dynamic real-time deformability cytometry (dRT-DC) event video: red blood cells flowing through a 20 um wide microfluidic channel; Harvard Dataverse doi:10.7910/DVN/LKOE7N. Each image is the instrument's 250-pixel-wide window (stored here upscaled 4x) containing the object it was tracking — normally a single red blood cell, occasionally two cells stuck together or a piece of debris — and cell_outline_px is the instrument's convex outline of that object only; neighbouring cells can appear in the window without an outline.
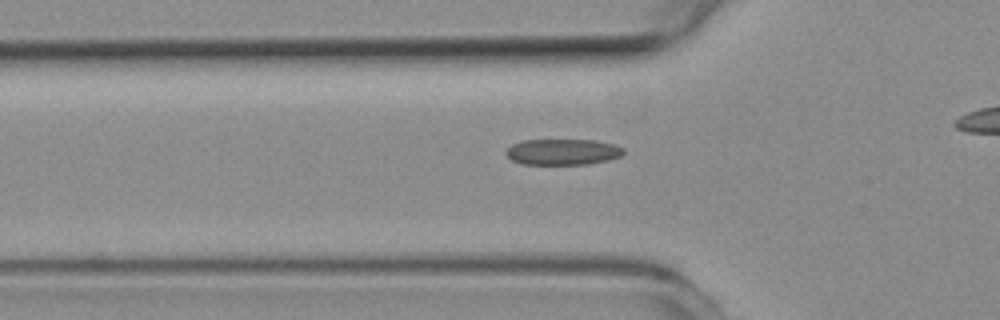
{"species": "common noctule bat (a hibernating species)", "species_latin": "Nyctalus noctula", "temperature_condition": "room temperature", "stored_images_in_passage": 37, "camera_frame_rate_fps": 3000, "um_per_image_px": 0.085, "animal": {"sex": "female", "body_mass_g": 19.3, "forearm_length_mm": 54.1}, "frame": {"image": 1, "passage_image": 11, "time_ms": 3.333, "image_size_px": [1000, 320], "cell_outline_px": [[624, 152], [620, 156], [608, 160], [588, 164], [520, 164], [512, 160], [504, 152], [512, 144], [524, 140], [592, 140], [612, 144], [624, 148]], "centroid_in_image_um": [47.81, 12.91], "position_along_channel_um": 78.0, "area_um2": 17.69}}
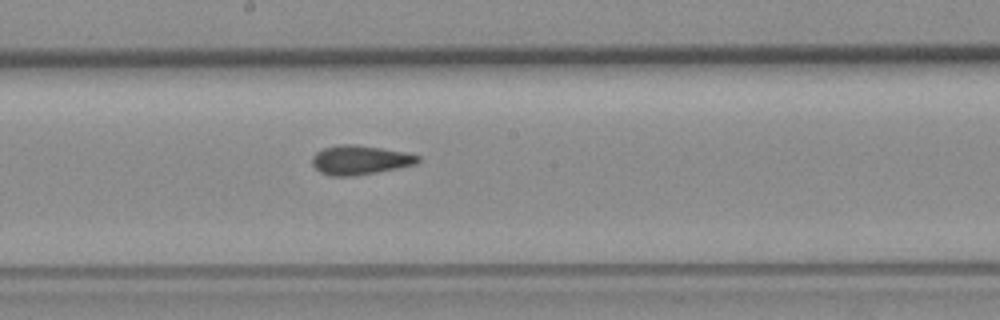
{"frame": {"image": 2, "passage_image": 22, "time_ms": 7.0, "image_size_px": [1000, 320], "cell_outline_px": [[420, 160], [416, 164], [376, 172], [352, 176], [328, 176], [320, 172], [312, 164], [312, 156], [316, 152], [324, 148], [340, 144], [356, 144], [404, 152], [420, 156]], "centroid_in_image_um": [30.56, 13.6], "position_along_channel_um": 217.6, "area_um2": 17.92}}
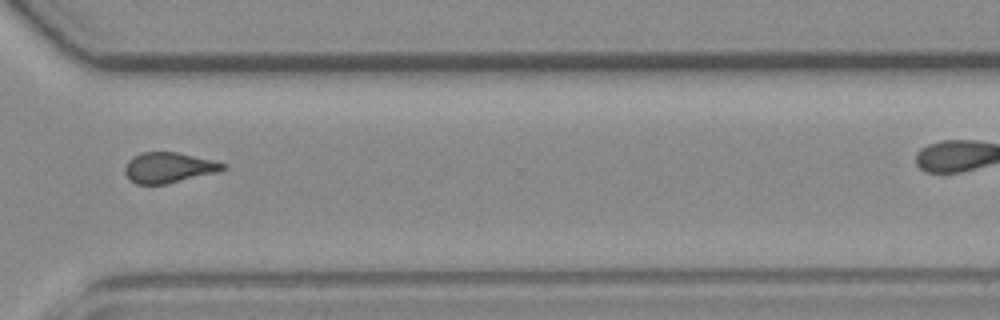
{"frame": {"image": 3, "passage_image": 33, "time_ms": 10.667, "image_size_px": [1000, 320], "cell_outline_px": [[228, 168], [216, 172], [164, 184], [136, 184], [124, 172], [124, 168], [128, 160], [132, 156], [140, 152], [176, 152], [212, 160], [228, 164]], "centroid_in_image_um": [14.33, 14.23], "position_along_channel_um": 356.3, "area_um2": 17.22}}